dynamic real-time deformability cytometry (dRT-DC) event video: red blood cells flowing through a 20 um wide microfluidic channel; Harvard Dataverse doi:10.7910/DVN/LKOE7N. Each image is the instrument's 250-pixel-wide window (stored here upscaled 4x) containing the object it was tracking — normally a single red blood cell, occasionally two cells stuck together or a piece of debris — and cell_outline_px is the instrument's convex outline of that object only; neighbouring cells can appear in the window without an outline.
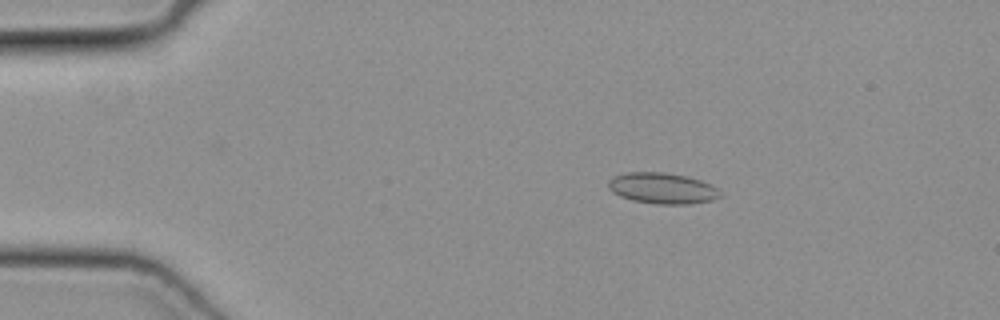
{"species": "common noctule bat (a hibernating species)", "species_latin": "Nyctalus noctula", "temperature_condition": "cold", "stored_images_in_passage": 44, "camera_frame_rate_fps": 3000, "um_per_image_px": 0.085, "animal": {"sex": "female", "body_mass_g": 19.3, "forearm_length_mm": 54.1}, "frame": {"image": 1, "passage_image": 3, "time_ms": 0.667, "image_size_px": [1000, 320], "cell_outline_px": [[720, 196], [712, 200], [692, 204], [656, 204], [632, 200], [620, 196], [612, 192], [608, 188], [608, 180], [612, 176], [628, 172], [664, 172], [684, 176], [700, 180], [716, 188], [720, 192]], "centroid_in_image_um": [56.25, 16.0], "position_along_channel_um": 28.8, "area_um2": 20.11}}
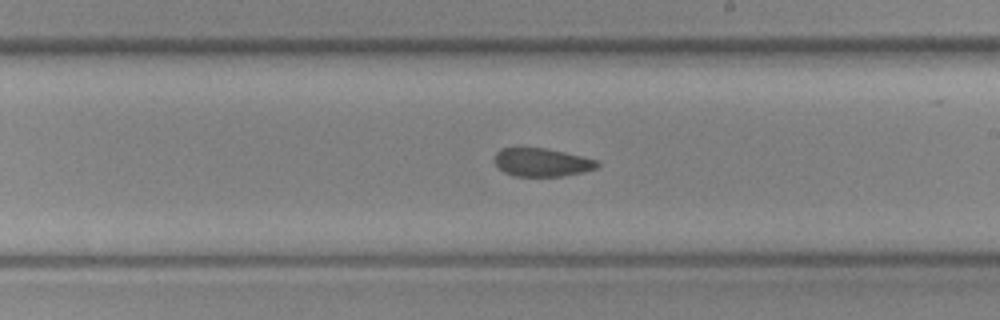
{"frame": {"image": 2, "passage_image": 23, "time_ms": 7.333, "image_size_px": [1000, 320], "cell_outline_px": [[600, 168], [584, 172], [560, 176], [512, 176], [504, 172], [496, 164], [496, 152], [500, 148], [544, 148], [564, 152], [600, 160]], "centroid_in_image_um": [46.13, 13.8], "position_along_channel_um": 242.9, "area_um2": 16.99}}
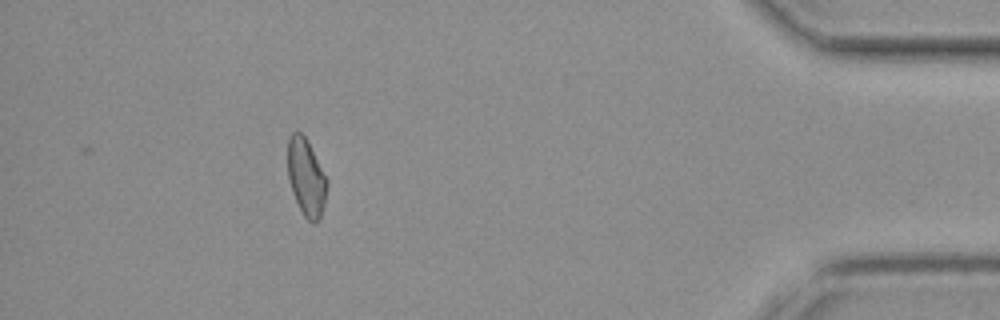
{"frame": {"image": 3, "passage_image": 39, "time_ms": 12.667, "image_size_px": [1000, 320], "cell_outline_px": [[328, 184], [324, 204], [320, 216], [312, 224], [304, 216], [292, 192], [288, 180], [288, 136], [292, 132], [300, 132], [304, 136], [328, 180]], "centroid_in_image_um": [26.01, 15.07], "position_along_channel_um": 409.2, "area_um2": 17.4}}